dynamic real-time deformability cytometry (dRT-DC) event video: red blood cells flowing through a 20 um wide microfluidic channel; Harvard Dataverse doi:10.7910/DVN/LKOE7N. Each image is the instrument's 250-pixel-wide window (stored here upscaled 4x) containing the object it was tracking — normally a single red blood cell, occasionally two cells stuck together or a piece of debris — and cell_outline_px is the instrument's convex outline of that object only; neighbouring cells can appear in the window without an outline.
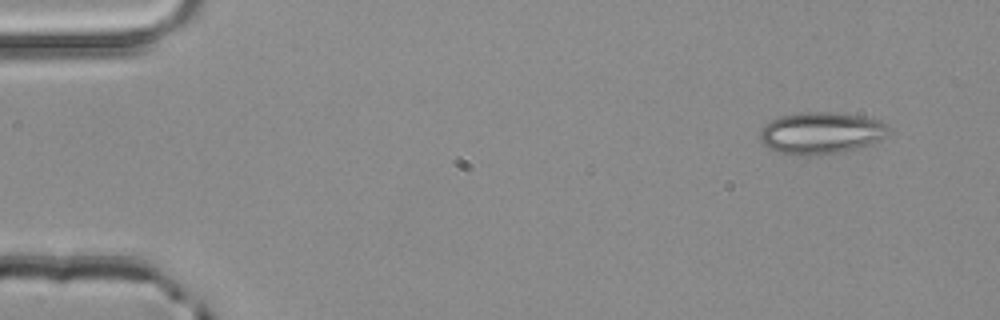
{"species": "common noctule bat (a hibernating species)", "species_latin": "Nyctalus noctula", "temperature_condition": "room temperature", "stored_images_in_passage": 3, "camera_frame_rate_fps": 3000, "um_per_image_px": 0.085, "animal": {"sex": "male", "body_mass_g": 20.4}, "frame": {"image": 1, "passage_image": 1, "time_ms": 0.0, "image_size_px": [1000, 320], "cell_outline_px": [[892, 128], [888, 136], [872, 144], [840, 152], [780, 152], [768, 148], [760, 140], [760, 132], [764, 124], [780, 116], [800, 112], [828, 112], [860, 116], [880, 120]], "centroid_in_image_um": [69.85, 11.25], "position_along_channel_um": 15.1, "area_um2": 30.58}}